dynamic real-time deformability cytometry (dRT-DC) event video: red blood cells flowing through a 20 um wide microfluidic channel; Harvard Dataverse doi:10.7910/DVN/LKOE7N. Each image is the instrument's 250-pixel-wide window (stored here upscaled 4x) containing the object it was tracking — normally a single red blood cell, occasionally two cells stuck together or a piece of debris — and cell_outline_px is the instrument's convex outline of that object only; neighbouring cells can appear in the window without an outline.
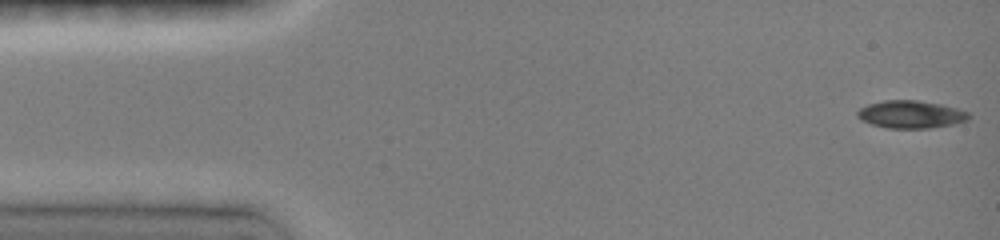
{"species": "common noctule bat (a hibernating species)", "species_latin": "Nyctalus noctula", "temperature_condition": "room temperature", "stored_images_in_passage": 10, "camera_frame_rate_fps": 3000, "um_per_image_px": 0.085, "animal": {"sex": "female", "body_mass_g": 19.0, "forearm_length_mm": 51.5}, "frame": {"image": 1, "passage_image": 1, "time_ms": 0.0, "image_size_px": [1000, 240], "cell_outline_px": [[972, 116], [968, 120], [952, 124], [928, 128], [888, 128], [872, 124], [856, 116], [856, 112], [860, 108], [868, 104], [884, 100], [916, 100], [940, 104], [956, 108], [968, 112]], "centroid_in_image_um": [77.43, 9.72], "position_along_channel_um": 7.6, "area_um2": 17.8}}
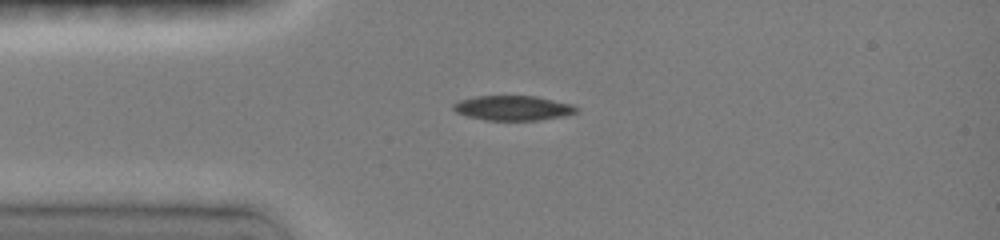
{"frame": {"image": 2, "passage_image": 9, "time_ms": 3.333, "image_size_px": [1000, 240], "cell_outline_px": [[576, 112], [564, 116], [536, 120], [484, 120], [468, 116], [456, 112], [452, 108], [452, 104], [460, 100], [476, 96], [536, 96], [572, 104], [576, 108]], "centroid_in_image_um": [43.57, 9.18], "position_along_channel_um": 41.4, "area_um2": 17.63}}